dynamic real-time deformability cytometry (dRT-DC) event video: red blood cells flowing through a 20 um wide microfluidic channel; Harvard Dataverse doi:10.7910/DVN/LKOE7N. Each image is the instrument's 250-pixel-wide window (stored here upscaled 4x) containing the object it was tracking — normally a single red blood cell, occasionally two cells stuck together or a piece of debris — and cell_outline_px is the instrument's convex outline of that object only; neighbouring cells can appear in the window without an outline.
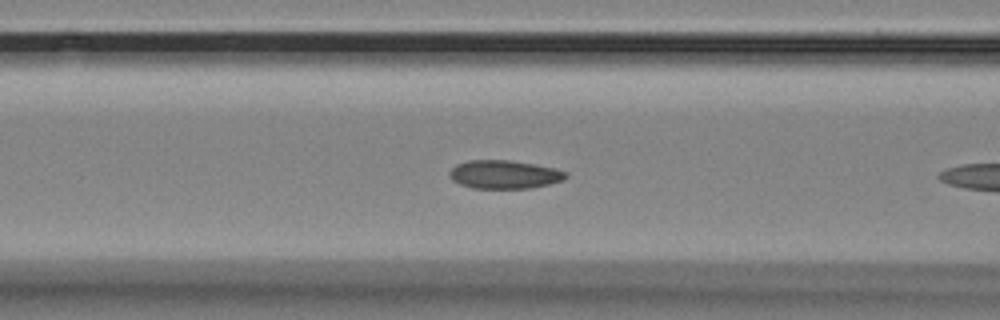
{"species": "Egyptian fruit bat (a non-hibernating species)", "species_latin": "Rousettus aegyptiacus", "temperature_condition": "room temperature", "stored_images_in_passage": 9, "camera_frame_rate_fps": 3000, "um_per_image_px": 0.085, "animal": {"sex": "female"}, "frame": {"image": 1, "passage_image": 9, "time_ms": 2.667, "image_size_px": [1000, 320], "cell_outline_px": [[568, 176], [564, 180], [532, 188], [472, 188], [460, 184], [452, 180], [448, 176], [448, 172], [456, 164], [468, 160], [512, 160], [536, 164], [556, 168], [568, 172]], "centroid_in_image_um": [42.88, 14.82], "position_along_channel_um": 123.7, "area_um2": 19.54}}